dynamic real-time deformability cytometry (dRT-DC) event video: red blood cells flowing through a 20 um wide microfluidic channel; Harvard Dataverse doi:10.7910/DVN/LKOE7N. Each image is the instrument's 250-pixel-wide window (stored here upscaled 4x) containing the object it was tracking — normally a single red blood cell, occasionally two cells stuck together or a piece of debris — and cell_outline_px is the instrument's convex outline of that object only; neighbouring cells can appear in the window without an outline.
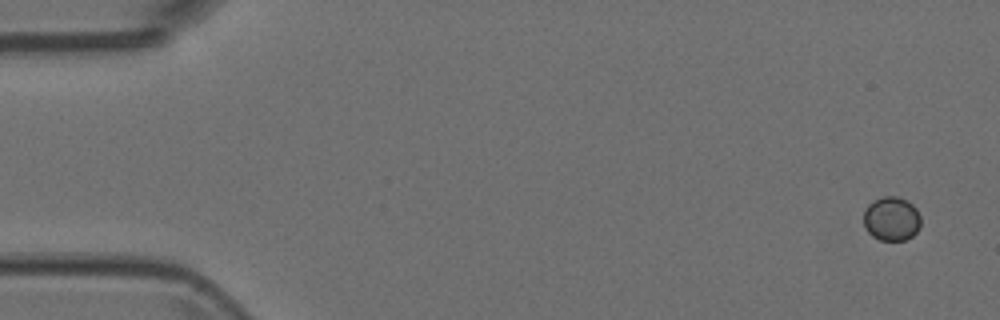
{"species": "Egyptian fruit bat (a non-hibernating species)", "species_latin": "Rousettus aegyptiacus", "temperature_condition": "room temperature", "stored_images_in_passage": 5, "camera_frame_rate_fps": 3000, "um_per_image_px": 0.085, "animal": {"sex": "female"}, "frame": {"image": 1, "passage_image": 1, "time_ms": 0.0, "image_size_px": [1000, 320], "cell_outline_px": [[920, 228], [912, 236], [904, 240], [880, 240], [872, 236], [868, 232], [864, 224], [864, 208], [872, 200], [884, 196], [900, 196], [912, 204], [916, 208], [920, 216]], "centroid_in_image_um": [75.77, 18.58], "position_along_channel_um": 9.2, "area_um2": 14.85}}
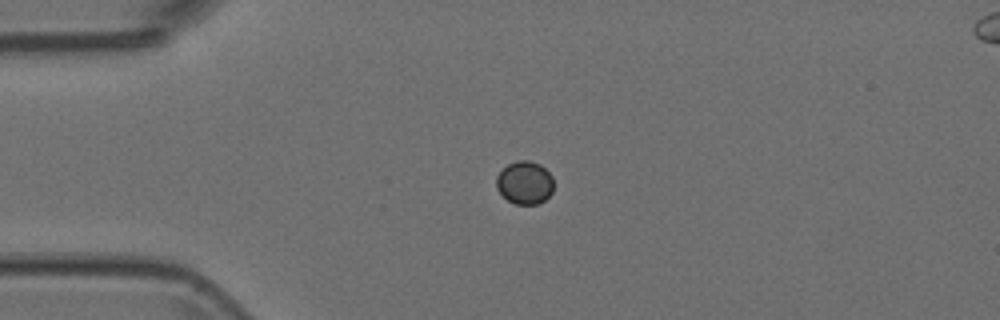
{"frame": {"image": 2, "passage_image": 4, "time_ms": 1.0, "image_size_px": [1000, 320], "cell_outline_px": [[552, 192], [544, 200], [536, 204], [516, 204], [508, 200], [496, 188], [496, 176], [508, 164], [516, 160], [528, 160], [540, 164], [552, 176]], "centroid_in_image_um": [44.59, 15.51], "position_along_channel_um": 40.4, "area_um2": 14.22}}